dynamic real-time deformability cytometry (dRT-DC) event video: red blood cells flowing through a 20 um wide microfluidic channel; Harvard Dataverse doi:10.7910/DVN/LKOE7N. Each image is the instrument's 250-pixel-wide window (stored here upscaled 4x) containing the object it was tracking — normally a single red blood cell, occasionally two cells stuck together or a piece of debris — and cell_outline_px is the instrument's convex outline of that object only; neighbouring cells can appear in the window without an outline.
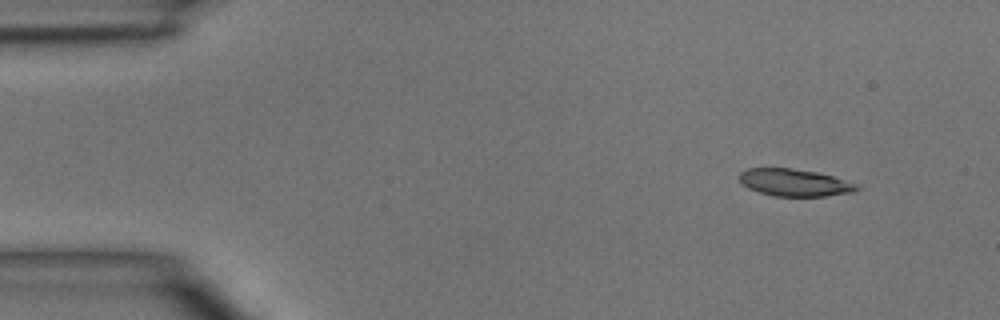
{"species": "common noctule bat (a hibernating species)", "species_latin": "Nyctalus noctula", "temperature_condition": "room temperature", "stored_images_in_passage": 4, "segment_of_instrument_passage": [1, 2], "camera_frame_rate_fps": 3000, "um_per_image_px": 0.085, "animal": {"sex": "male", "body_mass_g": 15.6}, "frame": {"image": 1, "passage_image": 1, "time_ms": 0.0, "image_size_px": [1000, 320], "cell_outline_px": [[860, 188], [852, 192], [824, 196], [772, 196], [748, 188], [740, 180], [740, 172], [748, 168], [792, 168], [816, 172], [832, 176], [856, 184]], "centroid_in_image_um": [67.51, 15.52], "position_along_channel_um": 17.5, "area_um2": 18.38}}